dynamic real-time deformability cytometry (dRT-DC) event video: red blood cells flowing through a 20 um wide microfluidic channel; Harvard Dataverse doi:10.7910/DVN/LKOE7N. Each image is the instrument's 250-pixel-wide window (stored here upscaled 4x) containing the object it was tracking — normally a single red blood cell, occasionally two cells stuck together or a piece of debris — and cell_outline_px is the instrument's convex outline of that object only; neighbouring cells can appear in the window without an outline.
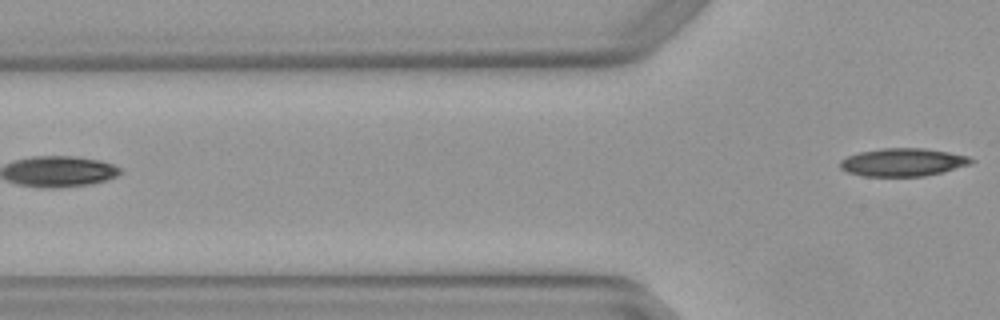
{"species": "Egyptian fruit bat (a non-hibernating species)", "species_latin": "Rousettus aegyptiacus", "temperature_condition": "warm", "stored_images_in_passage": 6, "segment_of_instrument_passage": [2, 2], "camera_frame_rate_fps": 3000, "um_per_image_px": 0.085, "animal": {"sex": "female"}, "frame": {"image": 1, "passage_image": 6, "time_ms": 1.667, "image_size_px": [1000, 320], "cell_outline_px": [[976, 160], [972, 164], [924, 176], [864, 176], [848, 172], [840, 168], [840, 160], [848, 156], [860, 152], [880, 148], [924, 148], [948, 152], [968, 156]], "centroid_in_image_um": [76.75, 13.78], "position_along_channel_um": 49.0, "area_um2": 21.27}}